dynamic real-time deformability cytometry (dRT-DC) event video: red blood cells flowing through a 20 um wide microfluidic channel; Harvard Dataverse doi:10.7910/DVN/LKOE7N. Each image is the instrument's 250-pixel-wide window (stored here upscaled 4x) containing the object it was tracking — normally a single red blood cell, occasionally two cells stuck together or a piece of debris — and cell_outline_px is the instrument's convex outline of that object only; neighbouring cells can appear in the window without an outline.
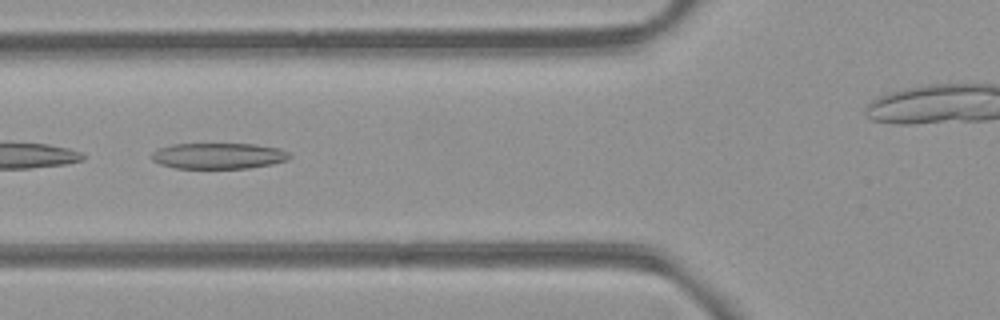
{"species": "common noctule bat (a hibernating species)", "species_latin": "Nyctalus noctula", "temperature_condition": "room temperature", "stored_images_in_passage": 27, "camera_frame_rate_fps": 3000, "um_per_image_px": 0.085, "animal": {"sex": "female", "body_mass_g": 21.9}, "frame": {"image": 1, "passage_image": 16, "time_ms": 5.0, "image_size_px": [1000, 320], "cell_outline_px": [[292, 156], [288, 160], [272, 164], [248, 168], [176, 168], [160, 164], [152, 160], [152, 152], [160, 148], [172, 144], [256, 144], [280, 148], [288, 152]], "centroid_in_image_um": [18.61, 13.24], "position_along_channel_um": 107.2, "area_um2": 20.87}}